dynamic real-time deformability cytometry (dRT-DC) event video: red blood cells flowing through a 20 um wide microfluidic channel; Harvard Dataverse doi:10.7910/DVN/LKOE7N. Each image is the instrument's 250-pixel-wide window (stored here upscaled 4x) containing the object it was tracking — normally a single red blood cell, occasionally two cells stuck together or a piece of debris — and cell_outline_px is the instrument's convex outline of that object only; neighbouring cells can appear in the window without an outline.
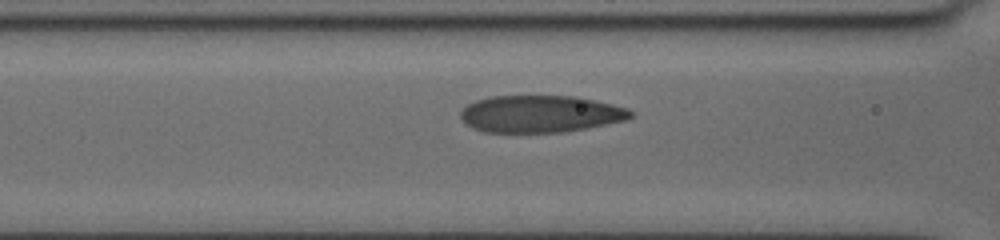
{"species": "human", "species_latin": "Homo sapiens", "temperature_condition": "cold", "stored_images_in_passage": 31, "camera_frame_rate_fps": 3000, "um_per_image_px": 0.085, "donor": {"sex": "female"}, "frame": {"image": 1, "passage_image": 5, "time_ms": 1.333, "image_size_px": [1000, 240], "cell_outline_px": [[632, 116], [628, 120], [564, 132], [484, 132], [472, 128], [464, 124], [460, 116], [460, 112], [468, 104], [476, 100], [492, 96], [576, 96], [596, 100], [628, 108], [632, 112]], "centroid_in_image_um": [45.93, 9.68], "position_along_channel_um": 120.7, "area_um2": 36.88}}
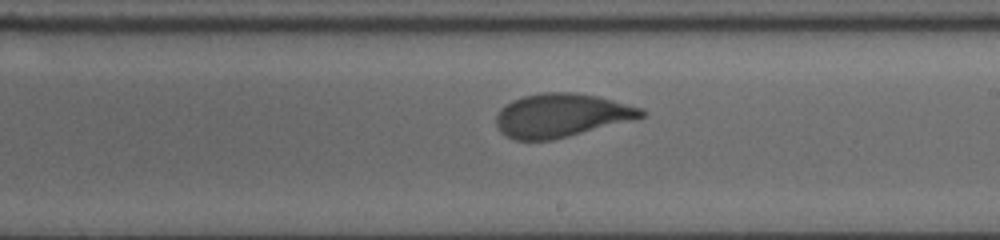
{"frame": {"image": 2, "passage_image": 15, "time_ms": 4.667, "image_size_px": [1000, 240], "cell_outline_px": [[648, 112], [644, 116], [568, 136], [552, 140], [516, 140], [500, 132], [496, 128], [496, 116], [500, 108], [512, 100], [524, 96], [540, 92], [576, 92], [596, 96], [612, 100], [640, 108]], "centroid_in_image_um": [47.64, 9.79], "position_along_channel_um": 241.4, "area_um2": 36.47}}
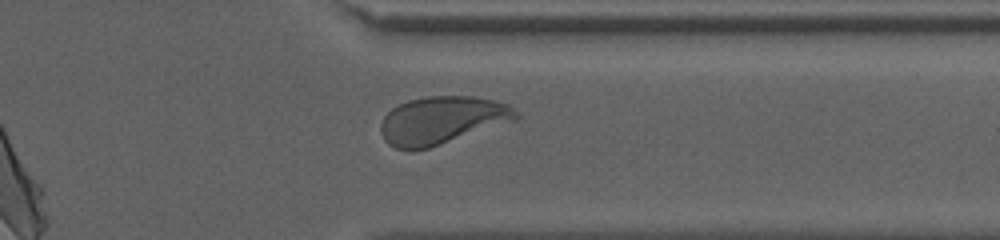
{"frame": {"image": 3, "passage_image": 26, "time_ms": 8.333, "image_size_px": [1000, 240], "cell_outline_px": [[520, 116], [516, 120], [428, 148], [396, 148], [388, 144], [384, 140], [380, 132], [380, 124], [384, 116], [392, 108], [408, 100], [428, 96], [472, 96], [492, 100], [508, 104]], "centroid_in_image_um": [37.55, 10.2], "position_along_channel_um": 373.8, "area_um2": 37.17}}